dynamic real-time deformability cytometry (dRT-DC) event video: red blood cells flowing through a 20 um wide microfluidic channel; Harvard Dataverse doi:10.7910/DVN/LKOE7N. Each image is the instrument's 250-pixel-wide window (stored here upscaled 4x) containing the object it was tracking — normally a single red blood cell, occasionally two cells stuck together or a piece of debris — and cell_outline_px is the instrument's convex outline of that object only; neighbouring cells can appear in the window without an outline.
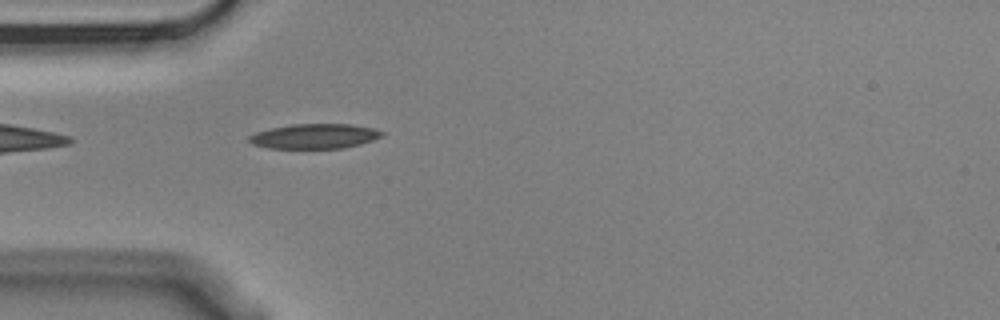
{"species": "Egyptian fruit bat (a non-hibernating species)", "species_latin": "Rousettus aegyptiacus", "temperature_condition": "cold", "stored_images_in_passage": 2, "camera_frame_rate_fps": 3000, "um_per_image_px": 0.085, "animal": {"sex": "male"}, "frame": {"image": 1, "passage_image": 2, "time_ms": 0.333, "image_size_px": [1000, 320], "cell_outline_px": [[384, 136], [360, 144], [344, 148], [268, 148], [252, 144], [248, 140], [248, 136], [256, 132], [272, 128], [292, 124], [352, 124], [376, 128], [384, 132]], "centroid_in_image_um": [26.77, 11.57], "position_along_channel_um": 58.2, "area_um2": 19.31}}